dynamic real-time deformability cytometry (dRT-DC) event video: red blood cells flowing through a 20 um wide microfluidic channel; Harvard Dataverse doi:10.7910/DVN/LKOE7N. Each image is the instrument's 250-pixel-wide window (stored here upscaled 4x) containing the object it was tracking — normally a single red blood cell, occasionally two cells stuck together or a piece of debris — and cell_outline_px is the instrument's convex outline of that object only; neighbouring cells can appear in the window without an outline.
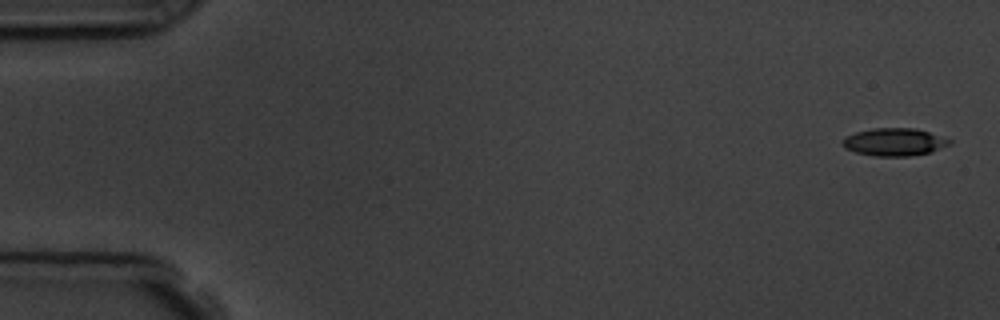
{"species": "common noctule bat (a hibernating species)", "species_latin": "Nyctalus noctula", "temperature_condition": "room temperature", "stored_images_in_passage": 5, "camera_frame_rate_fps": 3000, "um_per_image_px": 0.085, "animal": {"sex": "male", "body_mass_g": 19.5, "forearm_length_mm": 54.6}, "frame": {"image": 1, "passage_image": 1, "time_ms": 0.0, "image_size_px": [1000, 320], "cell_outline_px": [[952, 144], [932, 152], [908, 156], [876, 156], [856, 152], [844, 148], [840, 140], [844, 136], [856, 132], [872, 128], [916, 128], [952, 140]], "centroid_in_image_um": [76.0, 12.07], "position_along_channel_um": 9.0, "area_um2": 17.4}}
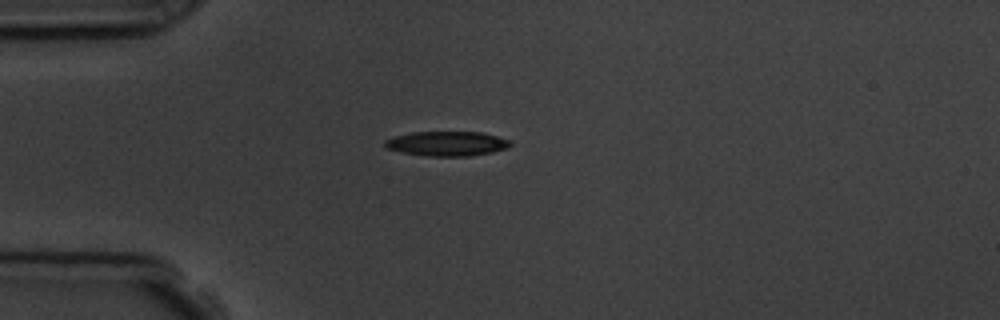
{"frame": {"image": 2, "passage_image": 5, "time_ms": 4.333, "image_size_px": [1000, 320], "cell_outline_px": [[512, 144], [508, 148], [492, 152], [468, 156], [428, 156], [404, 152], [384, 148], [384, 140], [396, 136], [412, 132], [484, 132], [512, 140]], "centroid_in_image_um": [38.03, 12.2], "position_along_channel_um": 47.0, "area_um2": 18.09}}